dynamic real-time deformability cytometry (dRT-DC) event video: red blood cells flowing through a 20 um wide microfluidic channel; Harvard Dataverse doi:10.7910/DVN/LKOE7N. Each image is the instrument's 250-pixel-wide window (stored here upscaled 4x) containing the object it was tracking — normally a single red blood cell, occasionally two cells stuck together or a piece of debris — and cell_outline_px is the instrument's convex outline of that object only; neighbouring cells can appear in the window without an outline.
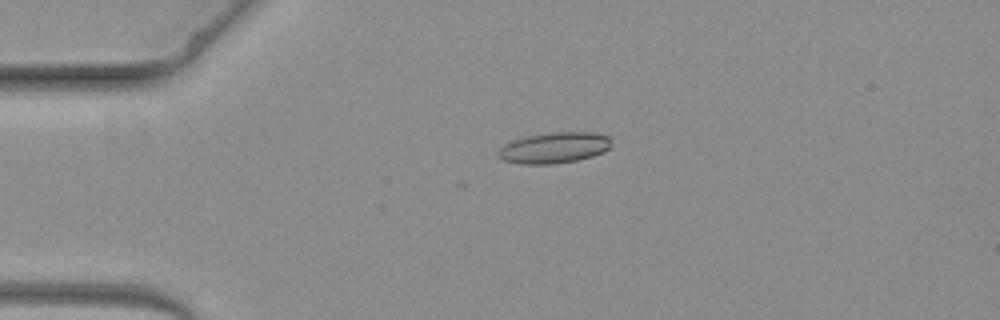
{"species": "common noctule bat (a hibernating species)", "species_latin": "Nyctalus noctula", "temperature_condition": "warm", "stored_images_in_passage": 5, "camera_frame_rate_fps": 3000, "um_per_image_px": 0.085, "animal": {"sex": "female", "body_mass_g": 19.3, "forearm_length_mm": 54.1}, "frame": {"image": 1, "passage_image": 3, "time_ms": 3.333, "image_size_px": [1000, 320], "cell_outline_px": [[612, 144], [604, 152], [592, 156], [576, 160], [552, 164], [520, 164], [504, 160], [496, 156], [496, 152], [504, 144], [512, 140], [528, 136], [552, 132], [592, 132], [612, 136]], "centroid_in_image_um": [47.12, 12.55], "position_along_channel_um": 37.9, "area_um2": 20.58}}
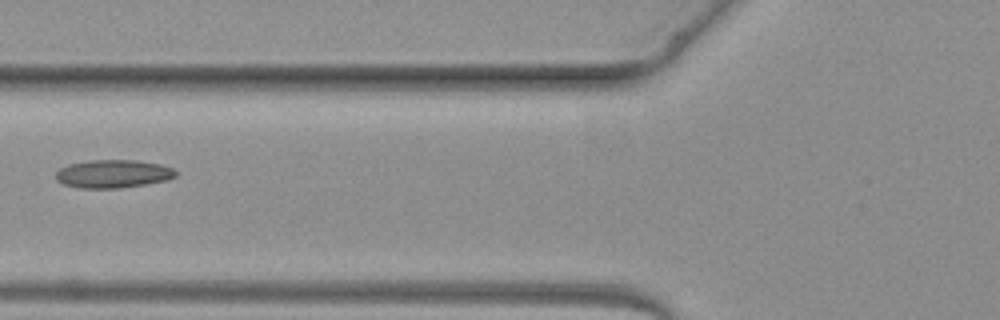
{"frame": {"image": 2, "passage_image": 5, "time_ms": 5.667, "image_size_px": [1000, 320], "cell_outline_px": [[176, 176], [168, 180], [144, 184], [116, 188], [80, 188], [64, 184], [56, 180], [56, 172], [60, 168], [68, 164], [88, 160], [136, 160], [160, 164], [172, 168], [176, 172]], "centroid_in_image_um": [9.59, 14.77], "position_along_channel_um": 116.2, "area_um2": 19.59}}